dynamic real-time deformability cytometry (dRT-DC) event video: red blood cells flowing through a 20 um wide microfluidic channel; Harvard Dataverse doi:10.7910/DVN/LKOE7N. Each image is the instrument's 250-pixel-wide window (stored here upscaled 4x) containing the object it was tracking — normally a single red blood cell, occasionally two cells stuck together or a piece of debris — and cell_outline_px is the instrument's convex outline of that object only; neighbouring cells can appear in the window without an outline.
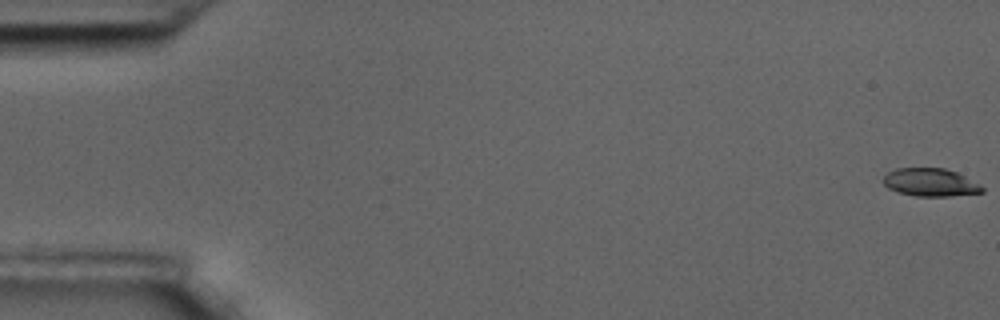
{"species": "common noctule bat (a hibernating species)", "species_latin": "Nyctalus noctula", "temperature_condition": "room temperature", "stored_images_in_passage": 59, "camera_frame_rate_fps": 3000, "um_per_image_px": 0.085, "animal": {"sex": "male", "body_mass_g": 17.5, "forearm_length_mm": 52.3}, "frame": {"image": 1, "passage_image": 1, "time_ms": 0.0, "image_size_px": [1000, 320], "cell_outline_px": [[984, 192], [948, 196], [916, 196], [896, 192], [888, 188], [884, 184], [884, 176], [888, 172], [896, 168], [944, 168], [956, 172], [980, 184], [984, 188]], "centroid_in_image_um": [79.07, 15.5], "position_along_channel_um": 5.9, "area_um2": 16.07}}
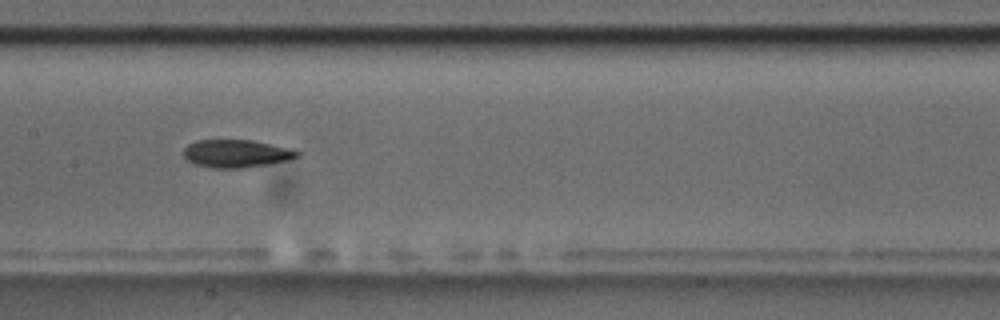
{"frame": {"image": 2, "passage_image": 30, "time_ms": 9.667, "image_size_px": [1000, 320], "cell_outline_px": [[300, 156], [292, 160], [268, 164], [240, 168], [212, 168], [196, 164], [188, 160], [184, 156], [184, 148], [188, 144], [196, 140], [252, 140], [292, 148], [300, 152]], "centroid_in_image_um": [20.14, 13.05], "position_along_channel_um": 187.3, "area_um2": 18.55}}
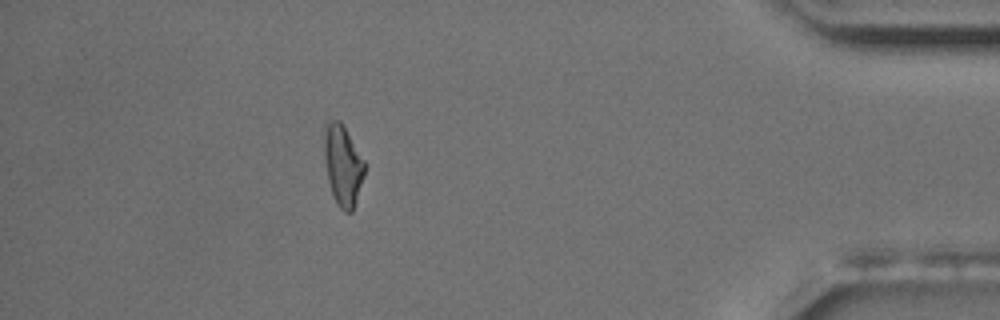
{"frame": {"image": 3, "passage_image": 53, "time_ms": 17.333, "image_size_px": [1000, 320], "cell_outline_px": [[364, 176], [352, 212], [344, 212], [336, 204], [328, 180], [324, 160], [324, 132], [328, 124], [332, 120], [340, 120], [364, 160]], "centroid_in_image_um": [29.13, 14.08], "position_along_channel_um": 406.1, "area_um2": 18.67}, "authors_computed_cell_mechanics": {"area_um2": 18.6116, "velocity_mm_per_s": 3.479, "shape_relaxation_time_tau1_ms": 4.5223, "shape_relaxation_time_tau2_ms": 10.2008, "deformation_change_tau1": 0.1561, "deformation_change_tau2": 0.1766}}